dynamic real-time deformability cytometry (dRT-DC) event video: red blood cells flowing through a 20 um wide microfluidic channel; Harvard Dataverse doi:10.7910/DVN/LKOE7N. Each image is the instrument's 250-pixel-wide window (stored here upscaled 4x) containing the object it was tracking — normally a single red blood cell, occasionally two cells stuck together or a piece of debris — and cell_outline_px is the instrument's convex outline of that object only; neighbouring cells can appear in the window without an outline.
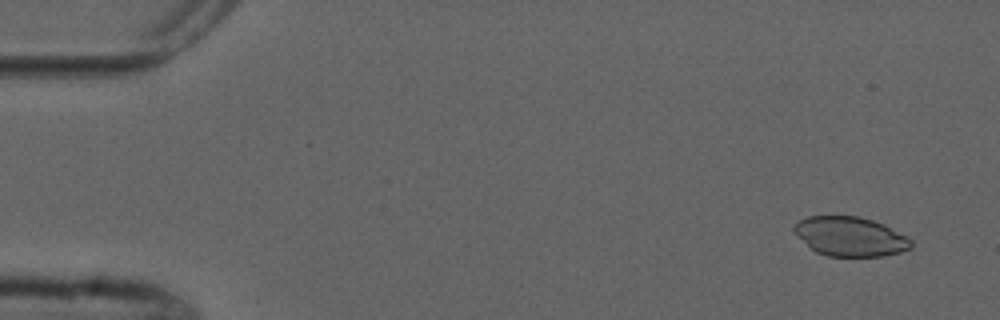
{"species": "common noctule bat (a hibernating species)", "species_latin": "Nyctalus noctula", "temperature_condition": "cold", "stored_images_in_passage": 4, "camera_frame_rate_fps": 3000, "um_per_image_px": 0.085, "animal": {"sex": "male", "forearm_length_mm": 52.5}, "frame": {"image": 1, "passage_image": 1, "time_ms": 0.0, "image_size_px": [1000, 320], "cell_outline_px": [[912, 248], [900, 252], [884, 256], [828, 256], [816, 252], [792, 228], [800, 220], [808, 216], [860, 216], [884, 224], [908, 236], [912, 240]], "centroid_in_image_um": [72.34, 20.1], "position_along_channel_um": 12.7, "area_um2": 26.65}}